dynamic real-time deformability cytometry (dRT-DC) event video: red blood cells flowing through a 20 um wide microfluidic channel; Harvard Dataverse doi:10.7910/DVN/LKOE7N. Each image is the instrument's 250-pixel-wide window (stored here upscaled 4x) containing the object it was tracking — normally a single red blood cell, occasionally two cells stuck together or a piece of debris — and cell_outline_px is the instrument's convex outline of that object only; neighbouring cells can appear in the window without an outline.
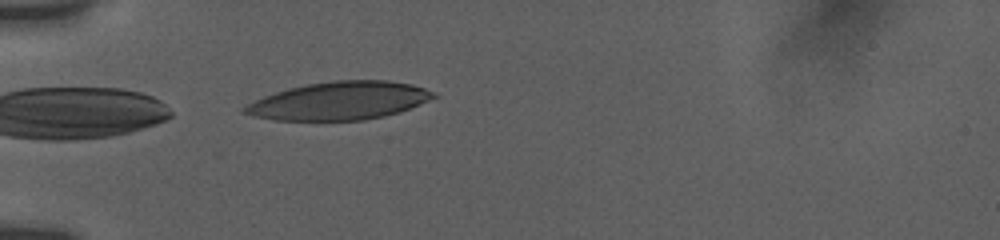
{"species": "human", "species_latin": "Homo sapiens", "temperature_condition": "room temperature", "stored_images_in_passage": 3, "camera_frame_rate_fps": 3000, "um_per_image_px": 0.085, "donor": {"sex": "female"}, "frame": {"image": 1, "passage_image": 3, "time_ms": 1.0, "image_size_px": [1000, 240], "cell_outline_px": [[436, 96], [428, 100], [400, 112], [384, 116], [364, 120], [272, 120], [252, 116], [244, 112], [244, 108], [248, 104], [264, 96], [288, 88], [308, 84], [332, 80], [388, 80], [412, 84], [436, 92]], "centroid_in_image_um": [28.86, 8.56], "position_along_channel_um": 56.1, "area_um2": 41.67}}